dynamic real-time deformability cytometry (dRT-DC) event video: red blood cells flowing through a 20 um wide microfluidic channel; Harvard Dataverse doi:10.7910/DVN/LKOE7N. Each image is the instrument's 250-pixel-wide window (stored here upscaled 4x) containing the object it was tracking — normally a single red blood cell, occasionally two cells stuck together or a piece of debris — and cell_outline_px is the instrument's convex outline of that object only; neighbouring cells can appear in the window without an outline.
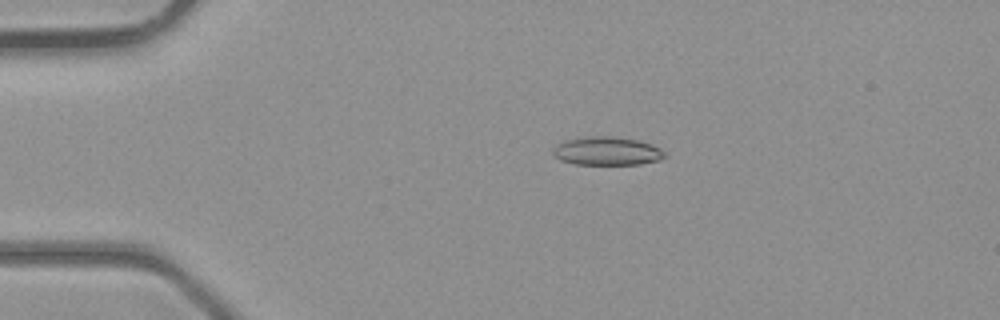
{"species": "common noctule bat (a hibernating species)", "species_latin": "Nyctalus noctula", "temperature_condition": "room temperature", "stored_images_in_passage": 3, "camera_frame_rate_fps": 3000, "um_per_image_px": 0.085, "animal": {"sex": "male", "body_mass_g": 23.1, "forearm_length_mm": 52.7}, "frame": {"image": 1, "passage_image": 2, "time_ms": 1.0, "image_size_px": [1000, 320], "cell_outline_px": [[668, 156], [660, 160], [640, 164], [576, 164], [560, 160], [552, 156], [552, 148], [556, 144], [564, 140], [588, 136], [608, 136], [636, 140], [652, 144], [660, 148]], "centroid_in_image_um": [51.56, 12.84], "position_along_channel_um": 33.4, "area_um2": 18.67}}